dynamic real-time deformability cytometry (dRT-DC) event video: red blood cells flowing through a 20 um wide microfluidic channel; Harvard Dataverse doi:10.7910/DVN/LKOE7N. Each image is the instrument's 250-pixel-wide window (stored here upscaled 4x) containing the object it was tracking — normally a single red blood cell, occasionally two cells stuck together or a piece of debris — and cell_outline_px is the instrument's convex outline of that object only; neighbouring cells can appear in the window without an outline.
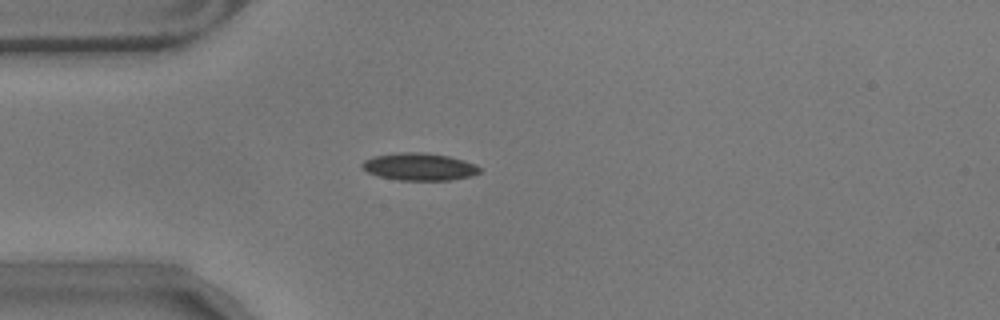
{"species": "common noctule bat (a hibernating species)", "species_latin": "Nyctalus noctula", "temperature_condition": "warm", "stored_images_in_passage": 43, "camera_frame_rate_fps": 3000, "um_per_image_px": 0.085, "animal": {"sex": "male", "body_mass_g": 17.9}, "frame": {"image": 1, "passage_image": 1, "time_ms": 0.0, "image_size_px": [1000, 320], "cell_outline_px": [[480, 172], [472, 176], [452, 180], [396, 180], [376, 176], [360, 168], [360, 164], [364, 160], [376, 156], [400, 152], [420, 152], [448, 156], [476, 164], [480, 168]], "centroid_in_image_um": [35.61, 14.18], "position_along_channel_um": 49.4, "area_um2": 18.84}}
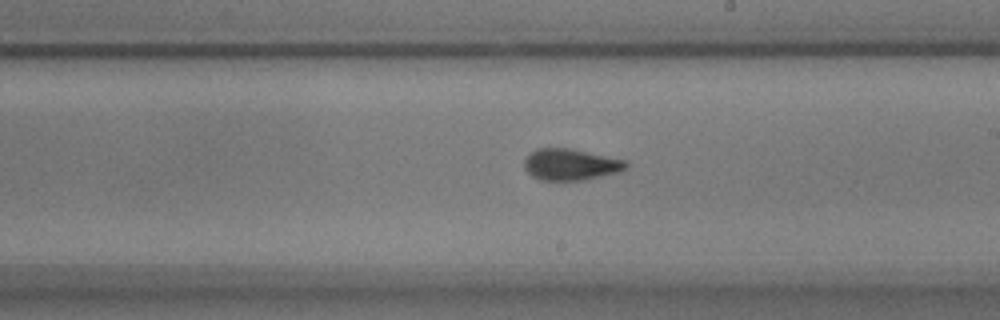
{"frame": {"image": 2, "passage_image": 18, "time_ms": 5.667, "image_size_px": [1000, 320], "cell_outline_px": [[628, 168], [620, 172], [580, 180], [540, 180], [532, 176], [524, 168], [524, 160], [532, 152], [540, 148], [568, 148], [624, 160], [628, 164]], "centroid_in_image_um": [48.49, 13.99], "position_along_channel_um": 240.5, "area_um2": 18.32}}
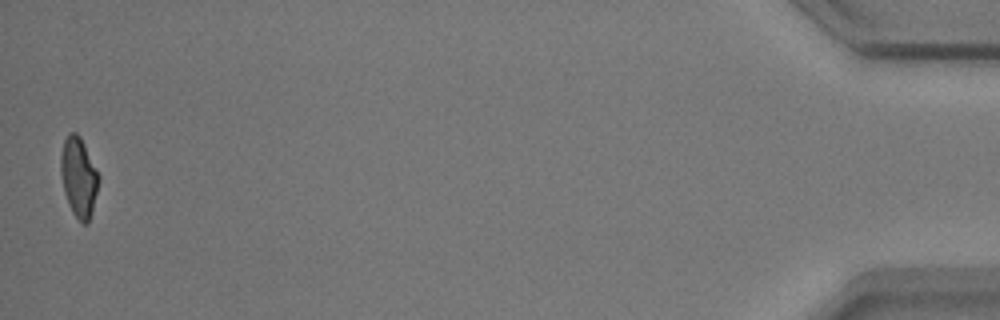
{"frame": {"image": 3, "passage_image": 42, "time_ms": 13.667, "image_size_px": [1000, 320], "cell_outline_px": [[100, 176], [92, 212], [88, 224], [84, 224], [72, 212], [68, 204], [64, 192], [60, 172], [60, 156], [64, 140], [68, 132], [76, 132], [80, 136]], "centroid_in_image_um": [6.68, 15.04], "position_along_channel_um": 428.5, "area_um2": 17.63}, "authors_computed_cell_mechanics": {"area_um2": 18.3804, "velocity_mm_per_s": 3.5398, "shape_relaxation_time_tau1_ms": 7.0768, "shape_relaxation_time_tau2_ms": 1.5548, "deformation_change_tau1": 0.1767, "deformation_change_tau2": 0.0874}}